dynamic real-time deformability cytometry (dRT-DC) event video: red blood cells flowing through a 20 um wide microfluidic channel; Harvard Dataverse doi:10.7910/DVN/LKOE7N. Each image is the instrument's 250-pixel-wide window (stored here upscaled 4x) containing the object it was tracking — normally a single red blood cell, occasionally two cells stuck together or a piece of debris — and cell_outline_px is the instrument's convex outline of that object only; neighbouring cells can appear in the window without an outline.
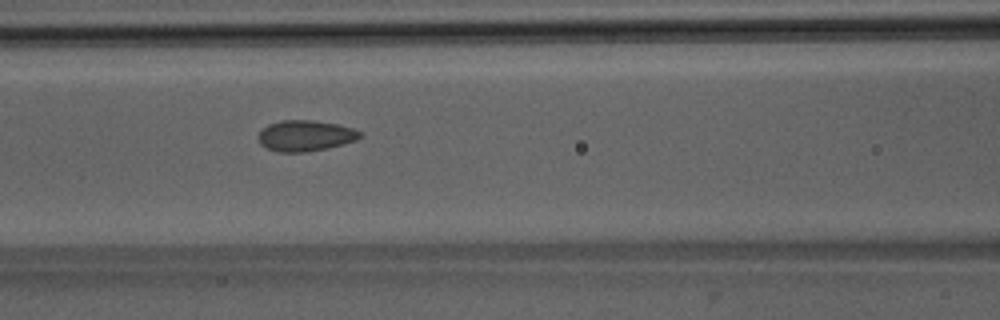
{"species": "Egyptian fruit bat (a non-hibernating species)", "species_latin": "Rousettus aegyptiacus", "temperature_condition": "room temperature", "stored_images_in_passage": 3, "camera_frame_rate_fps": 3000, "um_per_image_px": 0.085, "animal": {"sex": "male"}, "frame": {"image": 1, "passage_image": 3, "time_ms": 2.0, "image_size_px": [1000, 320], "cell_outline_px": [[364, 136], [356, 140], [324, 148], [304, 152], [280, 152], [268, 148], [260, 144], [260, 132], [268, 124], [280, 120], [312, 120], [336, 124], [352, 128], [360, 132]], "centroid_in_image_um": [25.96, 11.52], "position_along_channel_um": 140.6, "area_um2": 17.92}}